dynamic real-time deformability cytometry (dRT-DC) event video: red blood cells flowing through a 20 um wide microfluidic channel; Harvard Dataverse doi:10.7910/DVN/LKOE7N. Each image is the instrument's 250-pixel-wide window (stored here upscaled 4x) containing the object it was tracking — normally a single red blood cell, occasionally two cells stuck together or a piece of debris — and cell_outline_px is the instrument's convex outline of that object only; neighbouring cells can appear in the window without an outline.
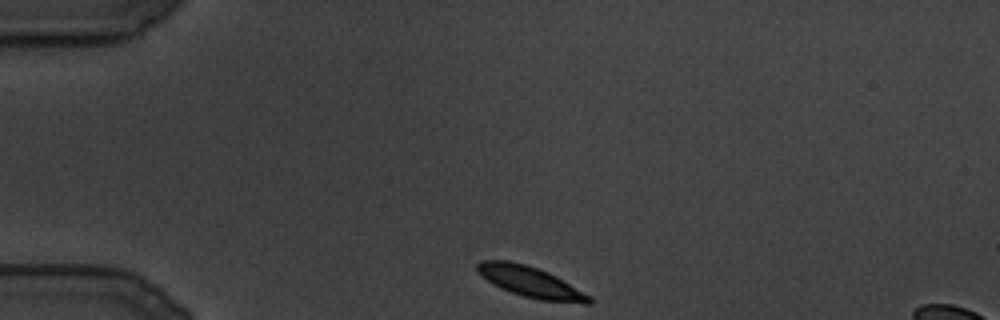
{"species": "common noctule bat (a hibernating species)", "species_latin": "Nyctalus noctula", "temperature_condition": "cold", "stored_images_in_passage": 97, "segment_of_instrument_passage": [1, 2], "camera_frame_rate_fps": 3000, "um_per_image_px": 0.085, "animal": {"sex": "male", "body_mass_g": 19.5, "forearm_length_mm": 54.6}, "frame": {"image": 1, "passage_image": 1, "time_ms": 0.0, "image_size_px": [1000, 320], "cell_outline_px": [[592, 304], [584, 304], [540, 300], [524, 296], [500, 288], [492, 284], [480, 276], [476, 272], [476, 264], [480, 260], [508, 260], [524, 264], [548, 272], [556, 276], [592, 296]], "centroid_in_image_um": [45.08, 23.97], "position_along_channel_um": 39.9, "area_um2": 20.23}}
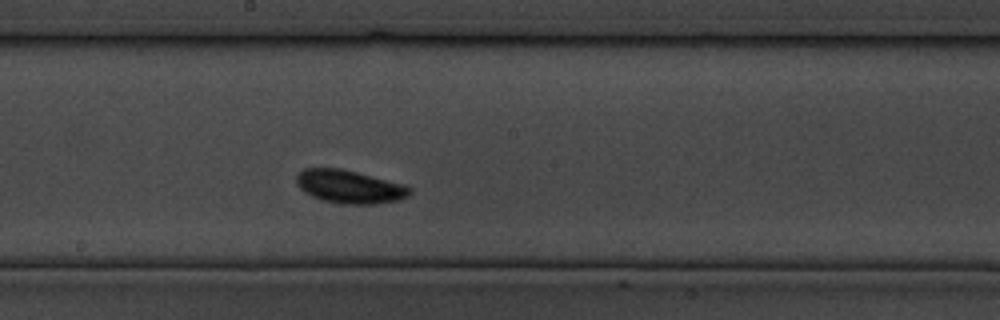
{"frame": {"image": 2, "passage_image": 41, "time_ms": 13.333, "image_size_px": [1000, 320], "cell_outline_px": [[412, 192], [408, 196], [396, 200], [376, 204], [340, 204], [324, 200], [312, 196], [304, 192], [296, 184], [296, 176], [304, 168], [340, 168], [404, 184], [412, 188]], "centroid_in_image_um": [29.7, 15.87], "position_along_channel_um": 218.5, "area_um2": 21.85}}
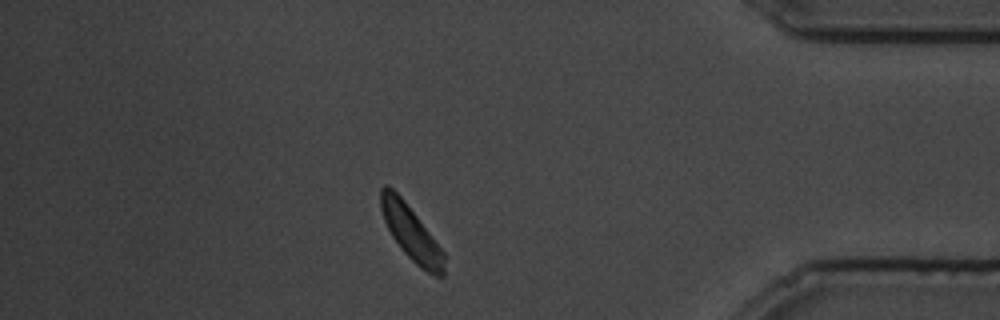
{"frame": {"image": 3, "passage_image": 80, "time_ms": 26.333, "image_size_px": [1000, 320], "cell_outline_px": [[444, 276], [432, 276], [420, 268], [400, 248], [392, 236], [384, 220], [380, 208], [380, 188], [384, 184], [388, 184], [404, 200], [444, 252]], "centroid_in_image_um": [34.92, 19.8], "position_along_channel_um": 400.3, "area_um2": 19.94}}